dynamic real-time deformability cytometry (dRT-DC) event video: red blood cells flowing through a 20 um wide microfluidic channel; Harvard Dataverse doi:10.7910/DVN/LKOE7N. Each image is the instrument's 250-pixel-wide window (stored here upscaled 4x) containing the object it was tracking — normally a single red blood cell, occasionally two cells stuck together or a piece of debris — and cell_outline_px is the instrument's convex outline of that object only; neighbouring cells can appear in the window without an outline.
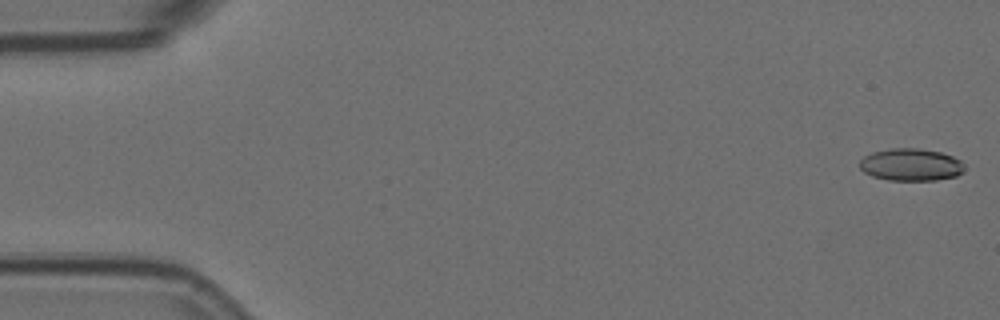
{"species": "Egyptian fruit bat (a non-hibernating species)", "species_latin": "Rousettus aegyptiacus", "temperature_condition": "room temperature", "stored_images_in_passage": 57, "camera_frame_rate_fps": 3000, "um_per_image_px": 0.085, "animal": {"sex": "female"}, "frame": {"image": 1, "passage_image": 1, "time_ms": 0.0, "image_size_px": [1000, 320], "cell_outline_px": [[964, 172], [956, 176], [936, 180], [888, 180], [872, 176], [864, 172], [860, 168], [860, 160], [864, 156], [872, 152], [892, 148], [920, 148], [940, 152], [952, 156], [960, 160], [964, 164]], "centroid_in_image_um": [77.43, 14.0], "position_along_channel_um": 7.6, "area_um2": 19.83}}
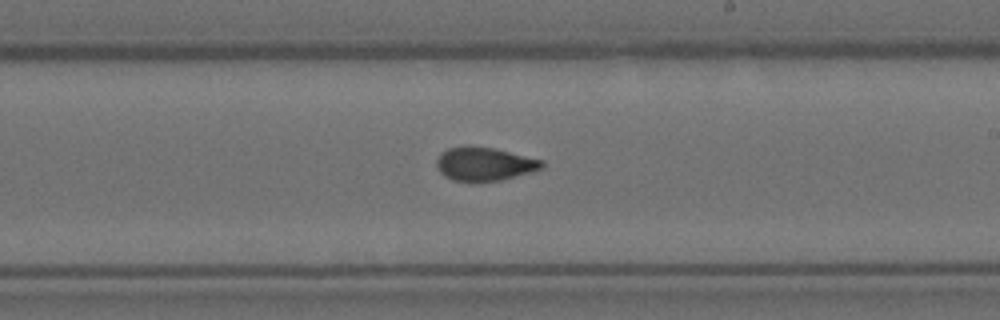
{"frame": {"image": 2, "passage_image": 33, "time_ms": 10.667, "image_size_px": [1000, 320], "cell_outline_px": [[544, 168], [504, 180], [472, 184], [452, 180], [444, 176], [440, 172], [436, 164], [436, 160], [440, 152], [448, 148], [492, 148], [544, 160]], "centroid_in_image_um": [41.18, 14.01], "position_along_channel_um": 247.8, "area_um2": 20.75}}
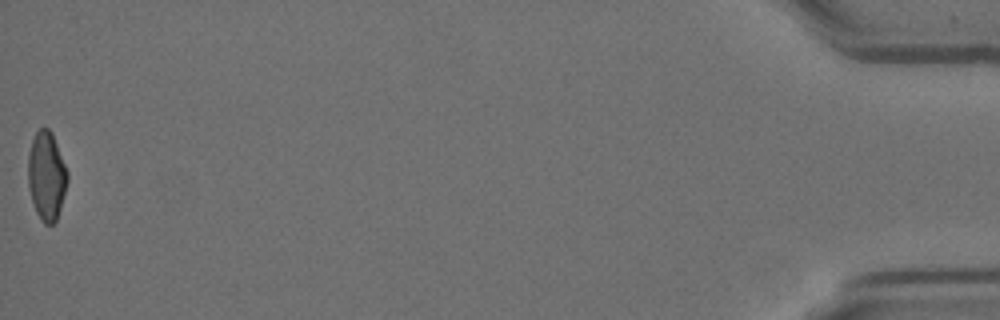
{"frame": {"image": 3, "passage_image": 57, "time_ms": 18.667, "image_size_px": [1000, 320], "cell_outline_px": [[68, 180], [60, 208], [56, 220], [52, 224], [44, 224], [40, 220], [36, 212], [32, 200], [28, 184], [28, 156], [32, 140], [36, 132], [40, 128], [48, 128], [52, 132], [68, 172]], "centroid_in_image_um": [3.95, 14.95], "position_along_channel_um": 431.2, "area_um2": 20.23}, "authors_computed_cell_mechanics": {"area_um2": 20.6924, "velocity_mm_per_s": 3.5604, "shape_relaxation_time_tau1_ms": 7.0716, "shape_relaxation_time_tau2_ms": 1.8804, "deformation_change_tau1": 0.1816, "deformation_change_tau2": 0.0675}}